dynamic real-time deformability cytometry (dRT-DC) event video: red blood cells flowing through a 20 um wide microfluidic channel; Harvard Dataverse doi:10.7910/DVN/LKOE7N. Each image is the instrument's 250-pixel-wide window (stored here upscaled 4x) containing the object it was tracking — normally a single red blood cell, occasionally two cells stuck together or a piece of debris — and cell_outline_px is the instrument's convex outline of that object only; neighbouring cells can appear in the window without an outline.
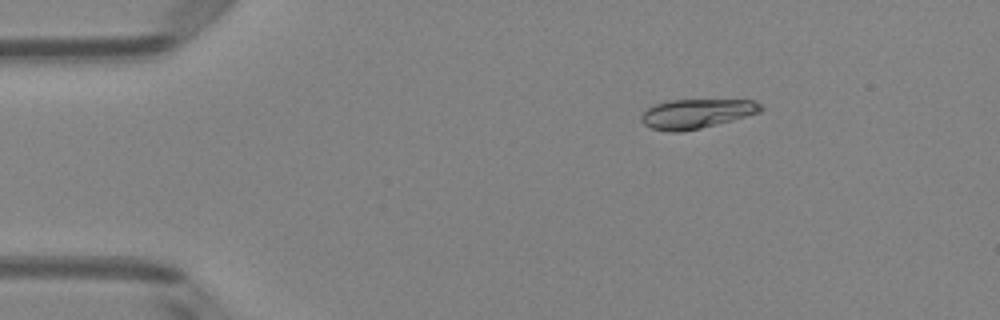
{"species": "Egyptian fruit bat (a non-hibernating species)", "species_latin": "Rousettus aegyptiacus", "temperature_condition": "room temperature", "stored_images_in_passage": 5, "camera_frame_rate_fps": 3000, "um_per_image_px": 0.085, "animal": {"sex": "female"}, "frame": {"image": 1, "passage_image": 3, "time_ms": 0.667, "image_size_px": [1000, 320], "cell_outline_px": [[764, 108], [760, 112], [716, 124], [700, 128], [680, 132], [672, 132], [652, 128], [644, 124], [640, 120], [640, 116], [652, 104], [668, 100], [752, 100], [760, 104]], "centroid_in_image_um": [59.16, 9.65], "position_along_channel_um": 25.8, "area_um2": 20.29}}
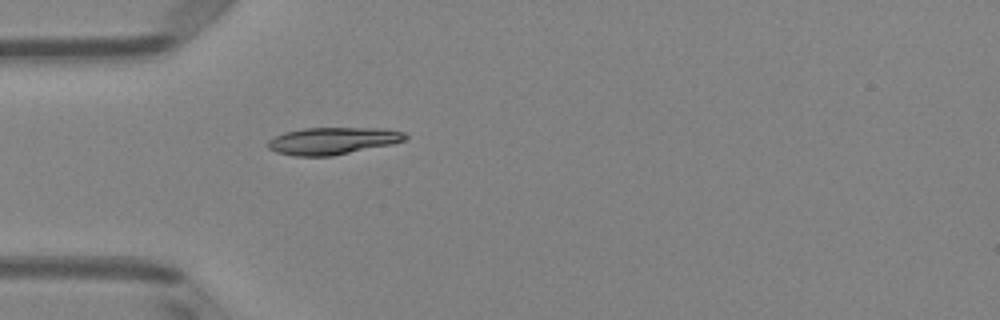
{"frame": {"image": 2, "passage_image": 5, "time_ms": 1.333, "image_size_px": [1000, 320], "cell_outline_px": [[408, 136], [404, 140], [392, 144], [332, 156], [296, 156], [276, 152], [268, 148], [268, 140], [284, 132], [304, 128], [380, 128], [404, 132]], "centroid_in_image_um": [28.27, 11.97], "position_along_channel_um": 56.7, "area_um2": 21.62}}